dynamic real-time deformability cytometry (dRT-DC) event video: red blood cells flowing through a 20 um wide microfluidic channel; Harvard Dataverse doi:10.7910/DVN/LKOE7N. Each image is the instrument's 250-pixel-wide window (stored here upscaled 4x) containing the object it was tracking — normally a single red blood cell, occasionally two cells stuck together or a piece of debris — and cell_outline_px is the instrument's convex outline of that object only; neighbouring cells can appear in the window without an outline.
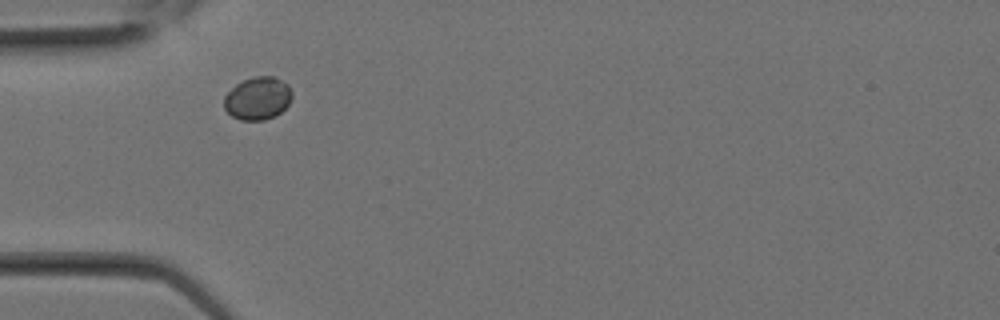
{"species": "Egyptian fruit bat (a non-hibernating species)", "species_latin": "Rousettus aegyptiacus", "temperature_condition": "room temperature", "stored_images_in_passage": 9, "camera_frame_rate_fps": 3000, "um_per_image_px": 0.085, "animal": {"sex": "female"}, "frame": {"image": 1, "passage_image": 1, "time_ms": 0.0, "image_size_px": [1000, 320], "cell_outline_px": [[292, 96], [288, 104], [276, 116], [264, 120], [240, 120], [232, 116], [224, 108], [224, 96], [236, 84], [252, 76], [276, 76], [288, 84], [292, 92]], "centroid_in_image_um": [21.91, 8.35], "position_along_channel_um": 63.1, "area_um2": 17.05}}
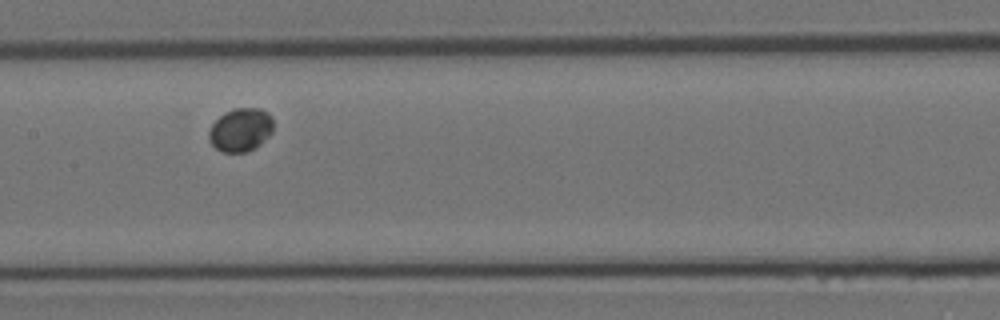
{"frame": {"image": 2, "passage_image": 6, "time_ms": 1.667, "image_size_px": [1000, 320], "cell_outline_px": [[272, 132], [256, 148], [248, 152], [220, 152], [208, 140], [208, 132], [212, 124], [224, 112], [232, 108], [260, 108], [268, 112], [272, 116]], "centroid_in_image_um": [20.44, 11.03], "position_along_channel_um": 187.0, "area_um2": 16.47}}
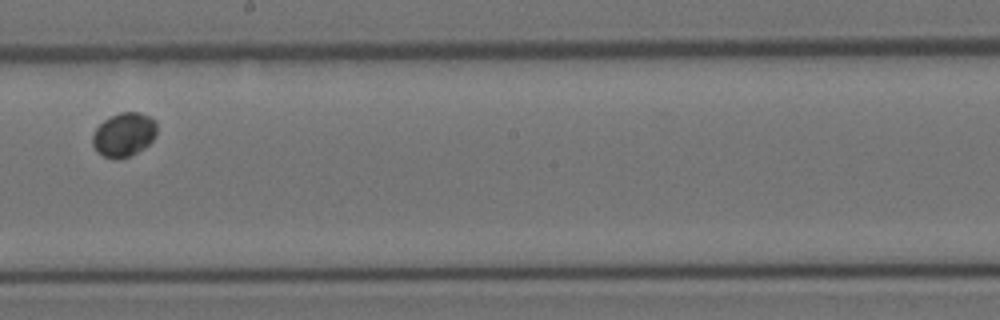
{"frame": {"image": 3, "passage_image": 8, "time_ms": 2.333, "image_size_px": [1000, 320], "cell_outline_px": [[156, 136], [144, 148], [128, 156], [116, 160], [104, 156], [96, 152], [92, 144], [92, 136], [96, 128], [104, 120], [120, 112], [140, 112], [156, 120]], "centroid_in_image_um": [10.52, 11.45], "position_along_channel_um": 237.7, "area_um2": 16.47}}